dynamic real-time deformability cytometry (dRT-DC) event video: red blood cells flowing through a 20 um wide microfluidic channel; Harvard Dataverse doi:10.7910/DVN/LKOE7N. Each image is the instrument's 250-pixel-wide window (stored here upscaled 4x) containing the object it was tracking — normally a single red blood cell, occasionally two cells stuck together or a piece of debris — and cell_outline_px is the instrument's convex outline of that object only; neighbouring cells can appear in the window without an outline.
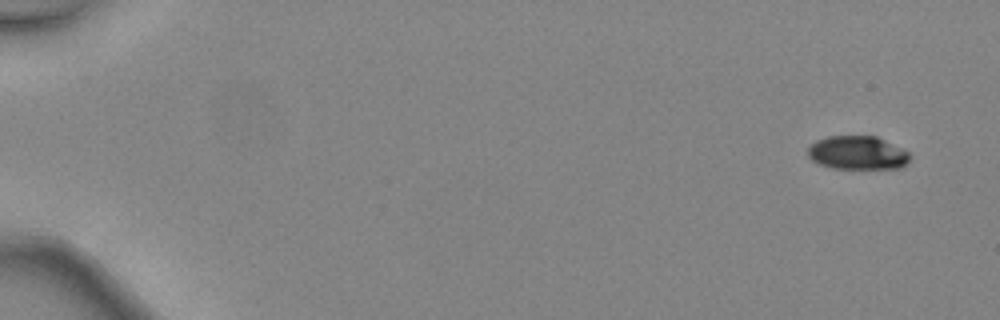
{"species": "common noctule bat (a hibernating species)", "species_latin": "Nyctalus noctula", "temperature_condition": "warm", "stored_images_in_passage": 45, "camera_frame_rate_fps": 3000, "um_per_image_px": 0.085, "animal": {"sex": "female", "body_mass_g": 24.6, "forearm_length_mm": 56.2}, "frame": {"image": 1, "passage_image": 1, "time_ms": 0.0, "image_size_px": [1000, 320], "cell_outline_px": [[912, 156], [904, 168], [832, 168], [820, 164], [812, 160], [808, 156], [808, 148], [816, 140], [828, 136], [876, 136], [908, 152]], "centroid_in_image_um": [72.9, 12.99], "position_along_channel_um": 12.1, "area_um2": 19.88}}
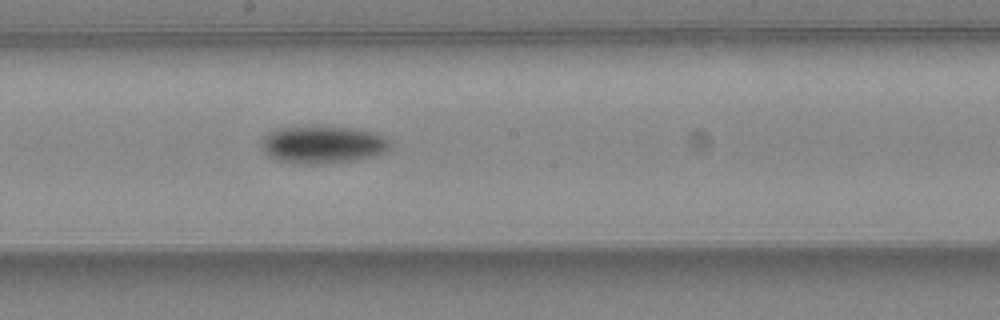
{"frame": {"image": 2, "passage_image": 26, "time_ms": 8.333, "image_size_px": [1000, 320], "cell_outline_px": [[388, 148], [384, 152], [372, 156], [352, 160], [320, 164], [300, 164], [280, 160], [268, 156], [264, 152], [260, 144], [264, 136], [268, 132], [276, 128], [316, 124], [320, 124], [352, 128], [376, 132], [384, 136], [388, 140]], "centroid_in_image_um": [27.37, 12.24], "position_along_channel_um": 220.8, "area_um2": 28.67}}
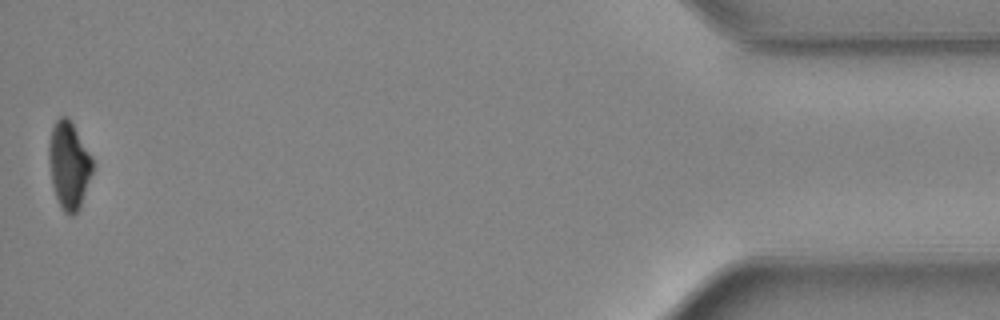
{"frame": {"image": 3, "passage_image": 45, "time_ms": 14.667, "image_size_px": [1000, 320], "cell_outline_px": [[92, 172], [80, 208], [72, 216], [68, 216], [60, 208], [52, 184], [48, 160], [48, 144], [52, 128], [56, 120], [60, 116], [68, 116], [92, 156]], "centroid_in_image_um": [5.84, 14.05], "position_along_channel_um": 429.4, "area_um2": 22.31}, "authors_computed_cell_mechanics": {"area_um2": 24.1604, "velocity_mm_per_s": 4.5734, "shape_relaxation_time_tau1_ms": 1.7523, "shape_relaxation_time_tau2_ms": null, "deformation_change_tau1": 0.1254, "deformation_change_tau2": null}}